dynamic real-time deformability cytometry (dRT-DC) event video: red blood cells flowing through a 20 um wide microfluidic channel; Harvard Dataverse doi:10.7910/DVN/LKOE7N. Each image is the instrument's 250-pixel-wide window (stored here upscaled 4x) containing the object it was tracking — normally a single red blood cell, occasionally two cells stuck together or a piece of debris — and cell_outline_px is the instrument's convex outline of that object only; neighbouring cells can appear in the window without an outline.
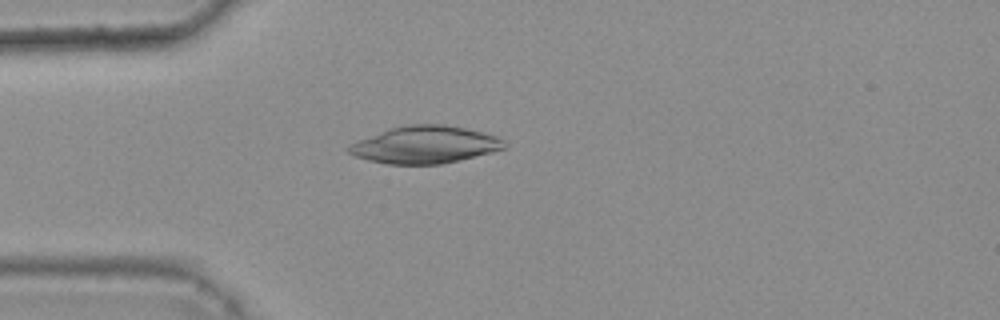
{"species": "common noctule bat (a hibernating species)", "species_latin": "Nyctalus noctula", "temperature_condition": "warm", "stored_images_in_passage": 43, "camera_frame_rate_fps": 3000, "um_per_image_px": 0.085, "animal": {"sex": "female", "body_mass_g": 25.1}, "frame": {"image": 1, "passage_image": 10, "time_ms": 3.0, "image_size_px": [1000, 320], "cell_outline_px": [[508, 148], [492, 152], [440, 164], [388, 164], [368, 160], [356, 156], [348, 152], [348, 144], [392, 128], [408, 124], [444, 124], [464, 128], [496, 136], [504, 140]], "centroid_in_image_um": [36.14, 12.3], "position_along_channel_um": 48.9, "area_um2": 33.41}}
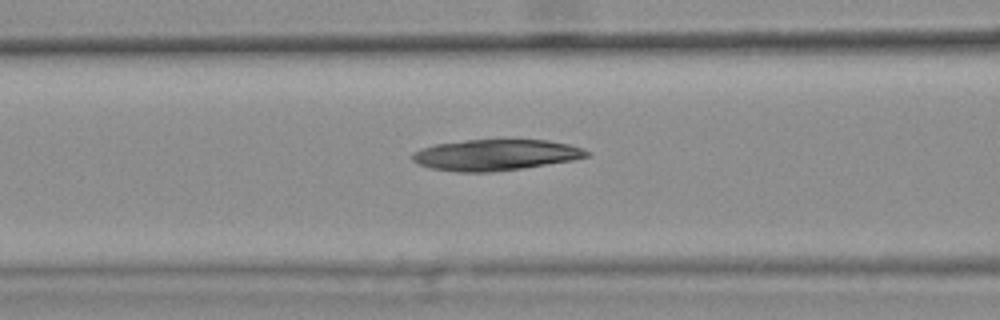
{"frame": {"image": 2, "passage_image": 17, "time_ms": 5.333, "image_size_px": [1000, 320], "cell_outline_px": [[588, 156], [572, 160], [524, 168], [492, 172], [456, 172], [432, 168], [420, 164], [412, 160], [412, 152], [420, 148], [436, 144], [464, 140], [548, 140], [568, 144], [580, 148], [588, 152]], "centroid_in_image_um": [42.08, 13.17], "position_along_channel_um": 124.5, "area_um2": 31.33}}
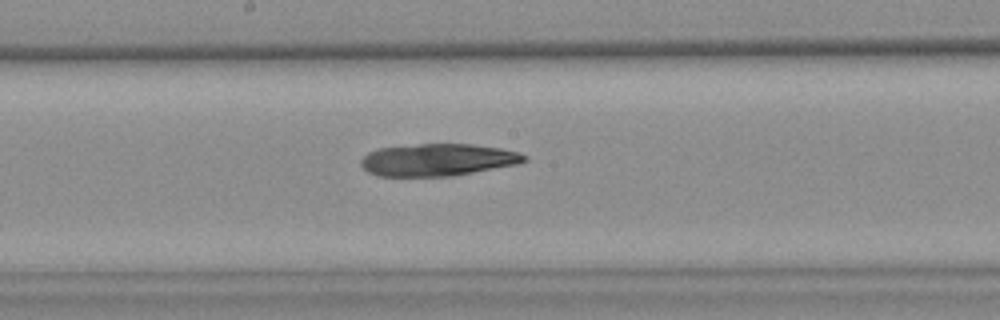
{"frame": {"image": 3, "passage_image": 24, "time_ms": 7.667, "image_size_px": [1000, 320], "cell_outline_px": [[528, 160], [520, 164], [452, 176], [376, 176], [368, 172], [360, 164], [360, 160], [368, 152], [380, 148], [420, 144], [472, 144], [500, 148], [520, 152], [528, 156]], "centroid_in_image_um": [37.25, 13.59], "position_along_channel_um": 211.0, "area_um2": 30.87}}